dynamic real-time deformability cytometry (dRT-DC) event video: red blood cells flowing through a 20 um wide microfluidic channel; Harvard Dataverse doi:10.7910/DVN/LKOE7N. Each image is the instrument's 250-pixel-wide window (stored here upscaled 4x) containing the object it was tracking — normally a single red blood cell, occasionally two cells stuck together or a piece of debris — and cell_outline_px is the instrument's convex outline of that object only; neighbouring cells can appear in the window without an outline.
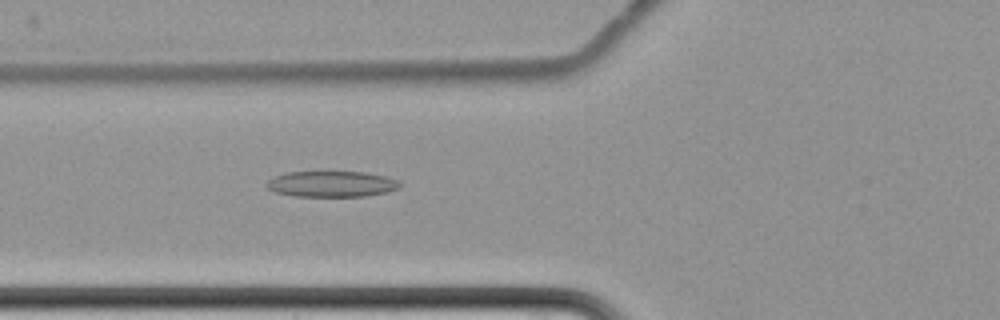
{"species": "common noctule bat (a hibernating species)", "species_latin": "Nyctalus noctula", "temperature_condition": "cold", "stored_images_in_passage": 9, "camera_frame_rate_fps": 3000, "um_per_image_px": 0.085, "animal": {"sex": "female", "body_mass_g": 22.7, "forearm_length_mm": 54.2}, "frame": {"image": 1, "passage_image": 9, "time_ms": 10.667, "image_size_px": [1000, 320], "cell_outline_px": [[400, 188], [388, 192], [364, 196], [292, 196], [276, 192], [268, 188], [264, 184], [268, 180], [284, 172], [364, 172], [384, 176], [396, 180], [400, 184]], "centroid_in_image_um": [28.16, 15.64], "position_along_channel_um": 97.6, "area_um2": 20.0}}